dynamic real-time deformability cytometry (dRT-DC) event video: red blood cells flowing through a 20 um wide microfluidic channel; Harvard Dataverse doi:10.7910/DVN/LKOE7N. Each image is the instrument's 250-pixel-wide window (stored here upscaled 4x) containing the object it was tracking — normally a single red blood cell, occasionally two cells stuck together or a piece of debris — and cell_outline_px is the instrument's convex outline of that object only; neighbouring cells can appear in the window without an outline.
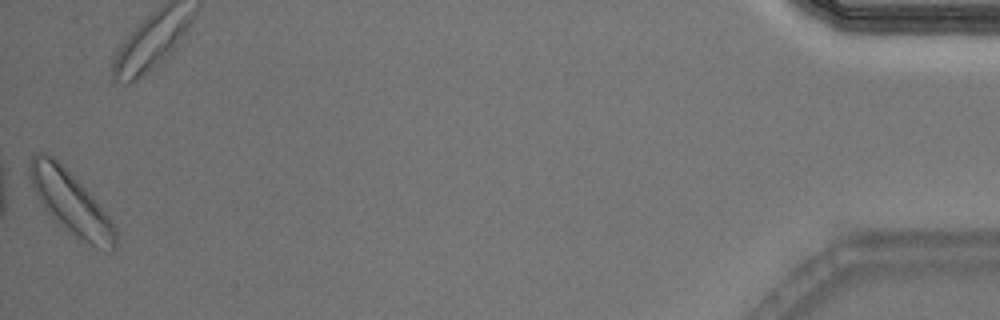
{"species": "Egyptian fruit bat (a non-hibernating species)", "species_latin": "Rousettus aegyptiacus", "temperature_condition": "warm", "stored_images_in_passage": 44, "camera_frame_rate_fps": 3000, "um_per_image_px": 0.085, "animal": {"sex": "male"}, "frame": {"image": 1, "passage_image": 44, "time_ms": 14.333, "image_size_px": [1000, 320], "cell_outline_px": [[116, 248], [112, 252], [108, 252], [76, 240], [44, 208], [36, 196], [28, 176], [28, 160], [32, 152], [48, 152], [96, 200], [108, 216], [116, 228]], "centroid_in_image_um": [5.99, 17.25], "position_along_channel_um": 429.2, "area_um2": 31.62}}